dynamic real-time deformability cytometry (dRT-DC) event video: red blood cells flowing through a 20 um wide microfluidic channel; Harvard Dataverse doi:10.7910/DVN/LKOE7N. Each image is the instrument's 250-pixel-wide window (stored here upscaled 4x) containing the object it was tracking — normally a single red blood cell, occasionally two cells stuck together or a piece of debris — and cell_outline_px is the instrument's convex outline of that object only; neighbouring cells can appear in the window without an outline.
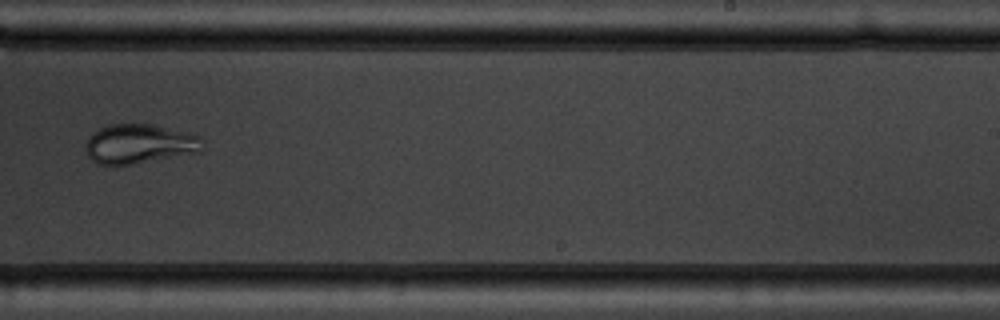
{"species": "common noctule bat (a hibernating species)", "species_latin": "Nyctalus noctula", "temperature_condition": "warm", "stored_images_in_passage": 7, "camera_frame_rate_fps": 3000, "um_per_image_px": 0.085, "animal": {"sex": "male", "body_mass_g": 19.5, "forearm_length_mm": 54.6}, "frame": {"image": 1, "passage_image": 7, "time_ms": 7.667, "image_size_px": [1000, 320], "cell_outline_px": [[200, 152], [132, 164], [96, 164], [88, 156], [84, 148], [84, 144], [88, 136], [92, 132], [108, 124], [152, 124], [200, 136]], "centroid_in_image_um": [11.76, 12.22], "position_along_channel_um": 277.2, "area_um2": 26.7}}